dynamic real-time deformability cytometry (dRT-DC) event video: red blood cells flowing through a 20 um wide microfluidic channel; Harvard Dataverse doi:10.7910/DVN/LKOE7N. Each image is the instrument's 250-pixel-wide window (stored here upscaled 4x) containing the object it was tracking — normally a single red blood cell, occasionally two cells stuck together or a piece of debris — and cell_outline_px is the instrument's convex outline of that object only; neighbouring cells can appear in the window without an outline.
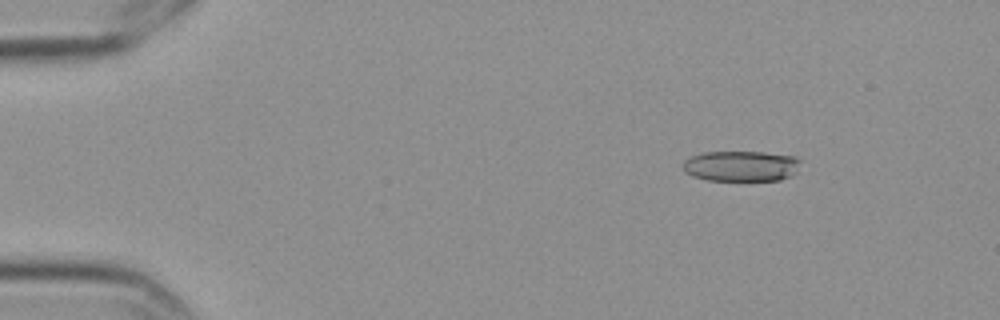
{"species": "Egyptian fruit bat (a non-hibernating species)", "species_latin": "Rousettus aegyptiacus", "temperature_condition": "cold", "stored_images_in_passage": 6, "camera_frame_rate_fps": 3000, "um_per_image_px": 0.085, "frame": {"image": 1, "passage_image": 3, "time_ms": 0.667, "image_size_px": [1000, 320], "cell_outline_px": [[800, 160], [796, 172], [792, 176], [780, 180], [708, 180], [692, 176], [684, 172], [680, 164], [684, 160], [700, 152], [764, 152], [796, 156]], "centroid_in_image_um": [62.96, 14.11], "position_along_channel_um": 22.0, "area_um2": 21.21}}
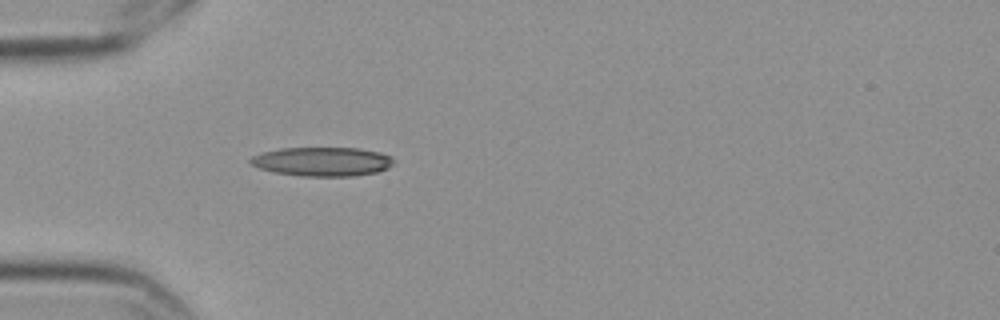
{"frame": {"image": 2, "passage_image": 6, "time_ms": 1.667, "image_size_px": [1000, 320], "cell_outline_px": [[392, 164], [388, 168], [376, 172], [352, 176], [300, 176], [276, 172], [260, 168], [252, 164], [248, 160], [252, 156], [264, 152], [280, 148], [356, 148], [380, 152], [392, 156]], "centroid_in_image_um": [27.4, 13.73], "position_along_channel_um": 57.6, "area_um2": 24.04}}